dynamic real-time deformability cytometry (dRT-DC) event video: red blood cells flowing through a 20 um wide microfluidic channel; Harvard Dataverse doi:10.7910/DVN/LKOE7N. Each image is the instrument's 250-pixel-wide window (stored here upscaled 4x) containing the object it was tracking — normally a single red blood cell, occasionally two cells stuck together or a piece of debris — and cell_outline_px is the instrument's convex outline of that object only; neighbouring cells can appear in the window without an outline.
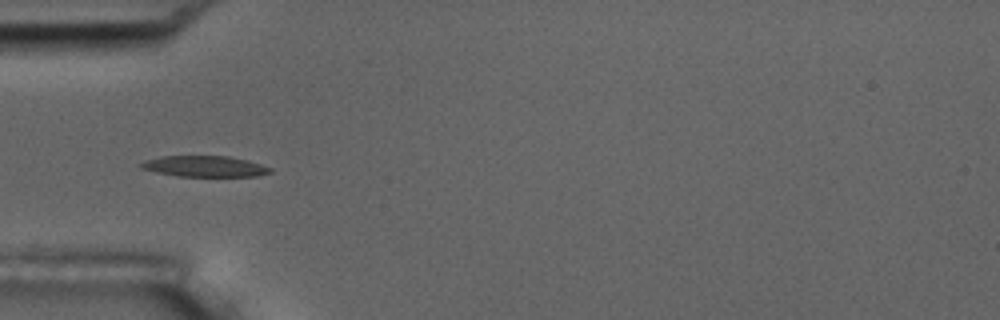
{"species": "common noctule bat (a hibernating species)", "species_latin": "Nyctalus noctula", "temperature_condition": "room temperature", "stored_images_in_passage": 6, "camera_frame_rate_fps": 3000, "um_per_image_px": 0.085, "animal": {"sex": "male", "body_mass_g": 17.5, "forearm_length_mm": 52.3}, "frame": {"image": 1, "passage_image": 2, "time_ms": 1.333, "image_size_px": [1000, 320], "cell_outline_px": [[272, 172], [256, 176], [176, 176], [156, 172], [140, 168], [140, 164], [144, 160], [160, 156], [228, 156], [248, 160], [272, 168]], "centroid_in_image_um": [17.38, 14.13], "position_along_channel_um": 67.6, "area_um2": 15.78}}
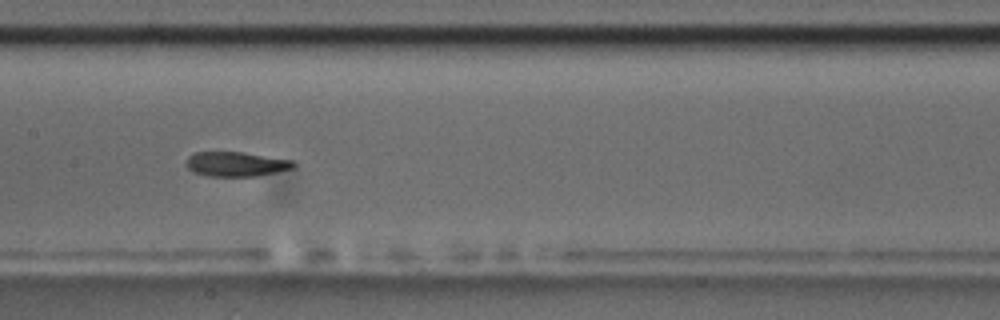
{"frame": {"image": 2, "passage_image": 5, "time_ms": 4.667, "image_size_px": [1000, 320], "cell_outline_px": [[296, 164], [292, 168], [256, 176], [208, 176], [192, 172], [188, 168], [188, 156], [196, 152], [240, 152], [292, 160]], "centroid_in_image_um": [20.04, 13.95], "position_along_channel_um": 187.4, "area_um2": 15.09}}